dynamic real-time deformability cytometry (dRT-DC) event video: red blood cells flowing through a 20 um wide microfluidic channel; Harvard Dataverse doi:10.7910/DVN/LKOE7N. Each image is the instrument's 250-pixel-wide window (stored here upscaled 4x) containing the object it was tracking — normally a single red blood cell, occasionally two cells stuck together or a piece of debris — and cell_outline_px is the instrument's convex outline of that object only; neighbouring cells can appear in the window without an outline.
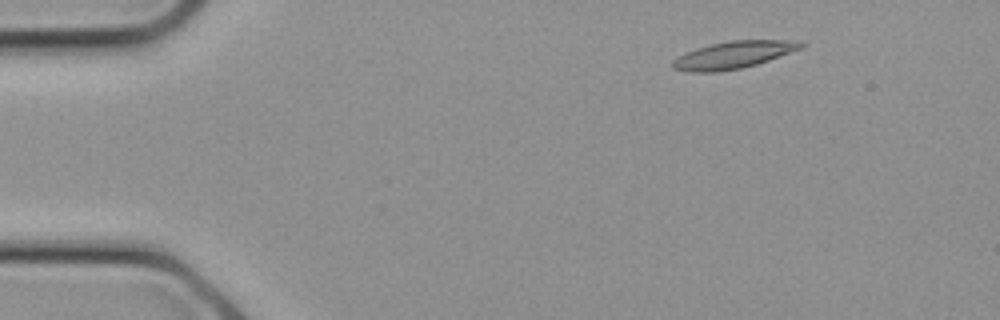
{"species": "common noctule bat (a hibernating species)", "species_latin": "Nyctalus noctula", "temperature_condition": "cold", "stored_images_in_passage": 12, "camera_frame_rate_fps": 3000, "um_per_image_px": 0.085, "animal": {"sex": "female", "body_mass_g": 21.9}, "frame": {"image": 1, "passage_image": 3, "time_ms": 0.667, "image_size_px": [1000, 320], "cell_outline_px": [[804, 48], [756, 64], [740, 68], [716, 72], [688, 72], [672, 68], [672, 60], [696, 48], [728, 40], [796, 40], [804, 44]], "centroid_in_image_um": [62.35, 4.66], "position_along_channel_um": 22.6, "area_um2": 20.23}}
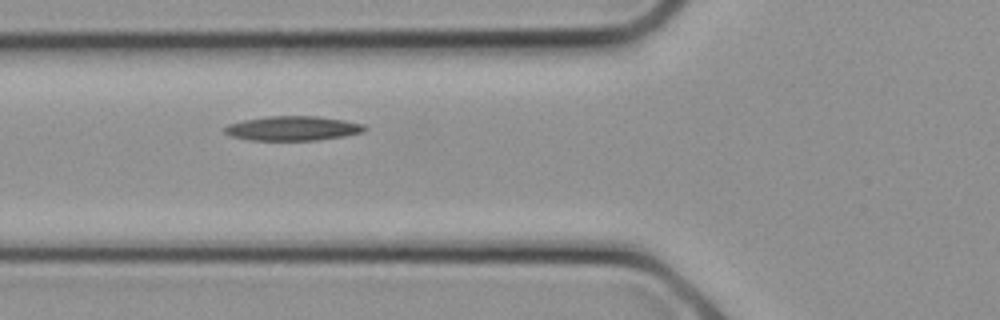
{"frame": {"image": 2, "passage_image": 9, "time_ms": 2.667, "image_size_px": [1000, 320], "cell_outline_px": [[368, 128], [364, 132], [344, 136], [316, 140], [248, 140], [228, 136], [220, 128], [228, 124], [244, 120], [268, 116], [316, 116], [344, 120], [364, 124]], "centroid_in_image_um": [24.84, 10.91], "position_along_channel_um": 101.0, "area_um2": 20.17}}
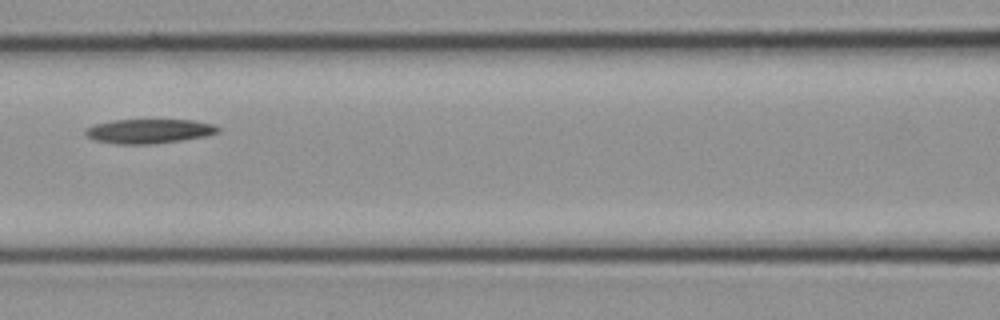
{"frame": {"image": 3, "passage_image": 11, "time_ms": 3.333, "image_size_px": [1000, 320], "cell_outline_px": [[220, 132], [204, 136], [180, 140], [152, 144], [116, 144], [96, 140], [88, 136], [84, 132], [84, 128], [92, 124], [112, 120], [192, 120], [212, 124], [220, 128]], "centroid_in_image_um": [12.62, 11.14], "position_along_channel_um": 154.0, "area_um2": 18.79}}